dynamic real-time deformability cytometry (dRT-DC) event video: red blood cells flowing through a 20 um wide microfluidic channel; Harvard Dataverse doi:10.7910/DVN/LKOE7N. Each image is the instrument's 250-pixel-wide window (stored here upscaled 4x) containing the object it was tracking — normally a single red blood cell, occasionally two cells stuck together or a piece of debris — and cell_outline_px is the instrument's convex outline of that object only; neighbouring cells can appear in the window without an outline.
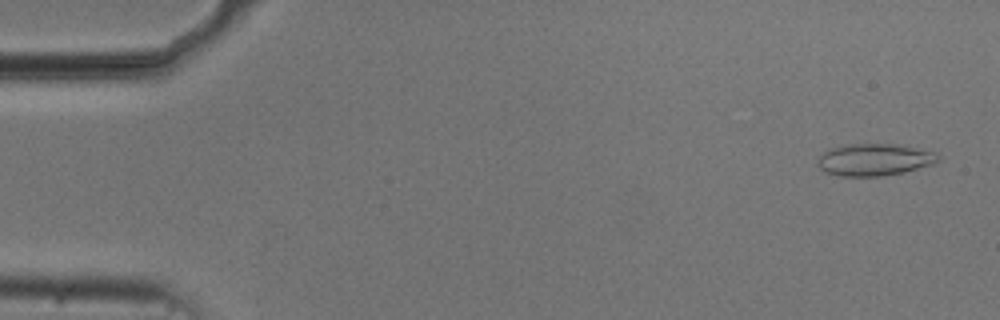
{"species": "common noctule bat (a hibernating species)", "species_latin": "Nyctalus noctula", "temperature_condition": "cold", "stored_images_in_passage": 53, "camera_frame_rate_fps": 3000, "um_per_image_px": 0.085, "animal": {"sex": "male", "body_mass_g": 20.5, "forearm_length_mm": 52.5}, "frame": {"image": 1, "passage_image": 2, "time_ms": 0.333, "image_size_px": [1000, 320], "cell_outline_px": [[940, 160], [932, 164], [904, 172], [880, 176], [840, 176], [824, 172], [816, 164], [816, 160], [824, 152], [832, 148], [852, 144], [896, 144], [936, 152], [940, 156]], "centroid_in_image_um": [74.32, 13.58], "position_along_channel_um": 10.7, "area_um2": 22.43}}
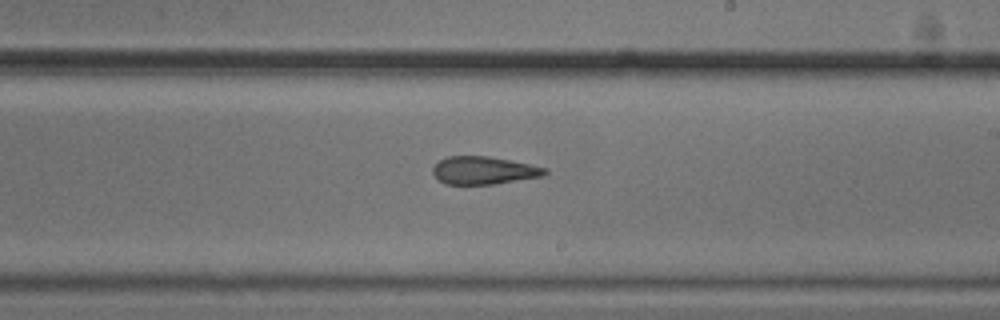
{"frame": {"image": 2, "passage_image": 31, "time_ms": 10.0, "image_size_px": [1000, 320], "cell_outline_px": [[548, 172], [544, 176], [492, 184], [444, 184], [432, 172], [432, 168], [440, 160], [448, 156], [488, 156], [548, 168]], "centroid_in_image_um": [41.12, 14.48], "position_along_channel_um": 247.9, "area_um2": 17.98}}
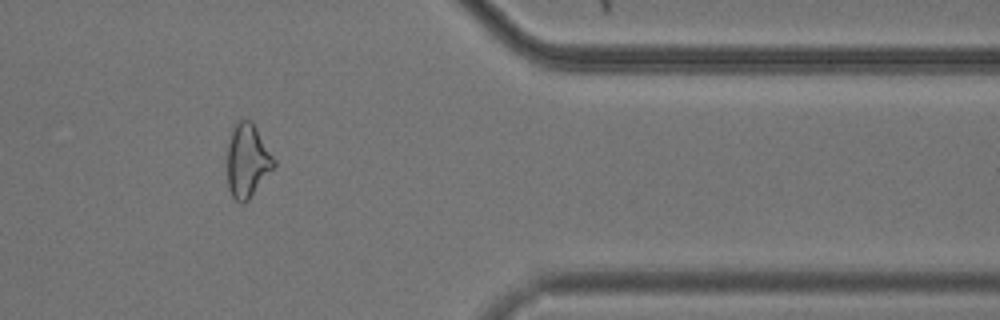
{"frame": {"image": 3, "passage_image": 44, "time_ms": 14.333, "image_size_px": [1000, 320], "cell_outline_px": [[276, 164], [248, 200], [244, 204], [240, 204], [232, 196], [228, 188], [228, 144], [232, 132], [236, 124], [240, 120], [252, 120], [276, 160]], "centroid_in_image_um": [21.04, 13.67], "position_along_channel_um": 390.4, "area_um2": 19.77}, "authors_computed_cell_mechanics": {"area_um2": 20.519, "velocity_mm_per_s": 3.7446, "shape_relaxation_time_tau1_ms": null, "shape_relaxation_time_tau2_ms": 3.4768, "deformation_change_tau1": null, "deformation_change_tau2": 0.1079}}